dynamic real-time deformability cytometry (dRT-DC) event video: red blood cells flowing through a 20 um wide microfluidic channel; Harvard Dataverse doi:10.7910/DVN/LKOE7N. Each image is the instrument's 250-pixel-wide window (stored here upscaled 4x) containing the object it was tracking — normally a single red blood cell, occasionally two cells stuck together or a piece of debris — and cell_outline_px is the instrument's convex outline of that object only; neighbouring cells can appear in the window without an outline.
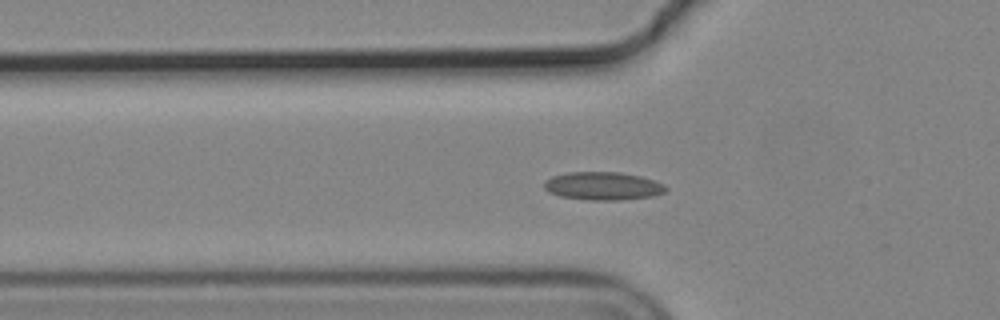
{"species": "common noctule bat (a hibernating species)", "species_latin": "Nyctalus noctula", "temperature_condition": "cold", "stored_images_in_passage": 41, "camera_frame_rate_fps": 3000, "um_per_image_px": 0.085, "animal": {"sex": "male", "body_mass_g": 19.2, "forearm_length_mm": 51.8}, "frame": {"image": 1, "passage_image": 3, "time_ms": 0.667, "image_size_px": [1000, 320], "cell_outline_px": [[668, 188], [664, 192], [652, 196], [620, 200], [588, 200], [560, 196], [548, 192], [544, 188], [544, 180], [552, 176], [568, 172], [620, 172], [640, 176], [664, 184]], "centroid_in_image_um": [51.22, 15.81], "position_along_channel_um": 74.6, "area_um2": 19.94}}
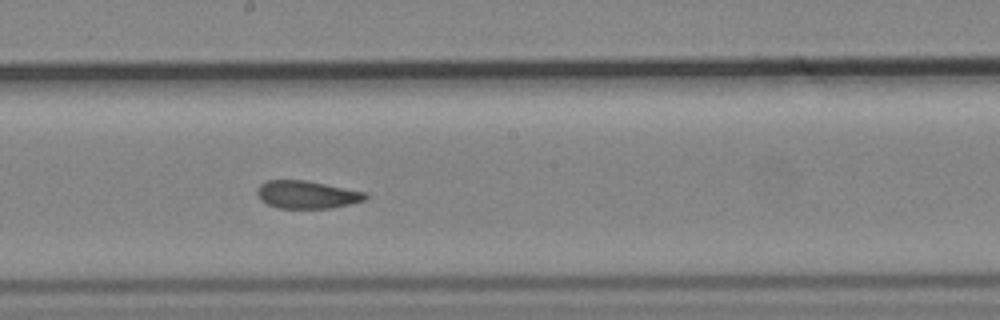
{"frame": {"image": 2, "passage_image": 15, "time_ms": 4.667, "image_size_px": [1000, 320], "cell_outline_px": [[368, 196], [364, 200], [352, 204], [332, 208], [280, 208], [268, 204], [260, 200], [256, 192], [256, 188], [260, 184], [268, 180], [304, 180], [368, 192]], "centroid_in_image_um": [26.1, 16.54], "position_along_channel_um": 222.1, "area_um2": 17.63}}
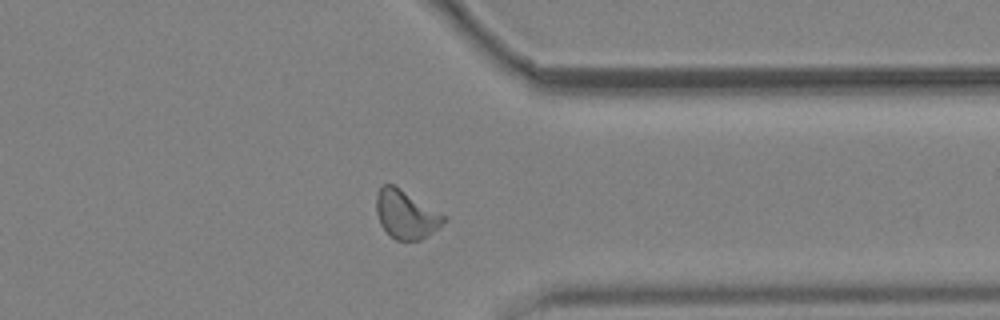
{"frame": {"image": 3, "passage_image": 28, "time_ms": 9.0, "image_size_px": [1000, 320], "cell_outline_px": [[448, 220], [428, 236], [420, 240], [396, 240], [380, 224], [376, 212], [376, 196], [380, 188], [384, 184], [392, 184], [400, 188], [448, 216]], "centroid_in_image_um": [34.55, 18.23], "position_along_channel_um": 376.9, "area_um2": 19.07}, "authors_computed_cell_mechanics": {"area_um2": 18.207, "velocity_mm_per_s": 3.681, "shape_relaxation_time_tau1_ms": null, "shape_relaxation_time_tau2_ms": 2.724, "deformation_change_tau1": null, "deformation_change_tau2": 0.088}}